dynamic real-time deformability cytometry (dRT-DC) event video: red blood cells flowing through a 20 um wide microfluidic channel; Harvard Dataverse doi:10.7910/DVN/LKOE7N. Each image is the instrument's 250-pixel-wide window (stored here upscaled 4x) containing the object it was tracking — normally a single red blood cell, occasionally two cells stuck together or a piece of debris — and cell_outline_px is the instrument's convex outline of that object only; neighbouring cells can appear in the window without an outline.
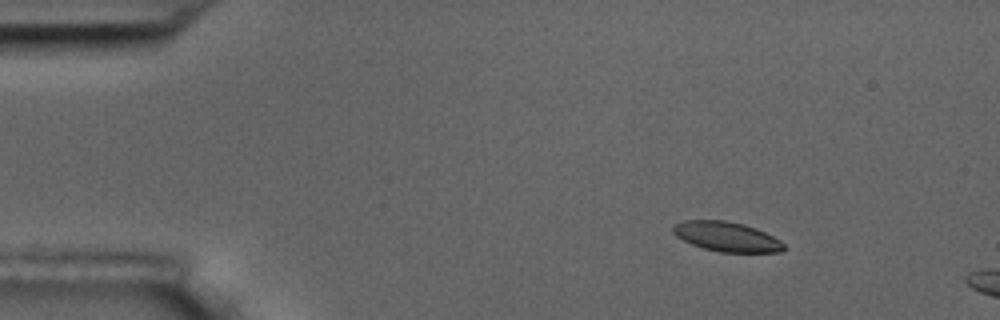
{"species": "common noctule bat (a hibernating species)", "species_latin": "Nyctalus noctula", "temperature_condition": "room temperature", "stored_images_in_passage": 13, "camera_frame_rate_fps": 3000, "um_per_image_px": 0.085, "animal": {"sex": "male", "body_mass_g": 17.5, "forearm_length_mm": 52.3}, "frame": {"image": 1, "passage_image": 8, "time_ms": 2.333, "image_size_px": [1000, 320], "cell_outline_px": [[784, 248], [780, 252], [720, 252], [704, 248], [692, 244], [676, 236], [672, 232], [672, 224], [684, 220], [724, 220], [744, 224], [756, 228], [780, 240], [784, 244]], "centroid_in_image_um": [61.73, 20.1], "position_along_channel_um": 23.3, "area_um2": 19.13}}